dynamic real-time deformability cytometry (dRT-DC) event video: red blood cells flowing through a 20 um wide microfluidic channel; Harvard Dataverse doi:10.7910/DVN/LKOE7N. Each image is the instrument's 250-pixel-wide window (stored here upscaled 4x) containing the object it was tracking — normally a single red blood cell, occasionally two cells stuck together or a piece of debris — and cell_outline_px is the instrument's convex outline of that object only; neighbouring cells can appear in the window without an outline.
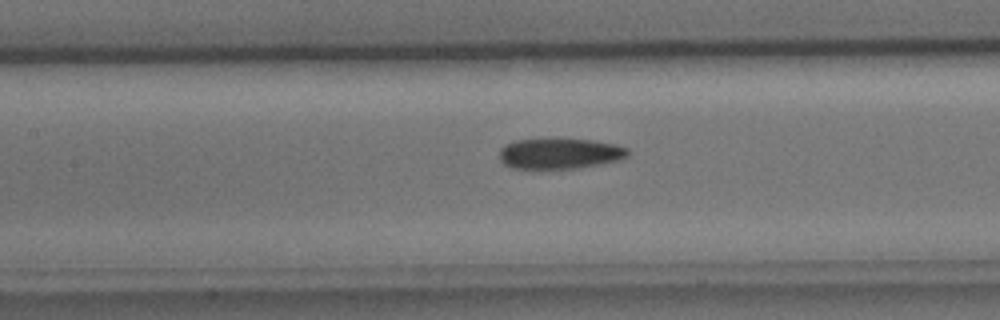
{"species": "common noctule bat (a hibernating species)", "species_latin": "Nyctalus noctula", "temperature_condition": "cold", "stored_images_in_passage": 30, "camera_frame_rate_fps": 3000, "um_per_image_px": 0.085, "animal": {"sex": "male", "body_mass_g": 15.6}, "frame": {"image": 1, "passage_image": 13, "time_ms": 4.0, "image_size_px": [1000, 320], "cell_outline_px": [[628, 156], [620, 160], [580, 168], [512, 168], [504, 164], [500, 160], [500, 148], [504, 144], [516, 140], [552, 136], [592, 140], [616, 144], [628, 148]], "centroid_in_image_um": [47.57, 13.0], "position_along_channel_um": 159.8, "area_um2": 23.76}}